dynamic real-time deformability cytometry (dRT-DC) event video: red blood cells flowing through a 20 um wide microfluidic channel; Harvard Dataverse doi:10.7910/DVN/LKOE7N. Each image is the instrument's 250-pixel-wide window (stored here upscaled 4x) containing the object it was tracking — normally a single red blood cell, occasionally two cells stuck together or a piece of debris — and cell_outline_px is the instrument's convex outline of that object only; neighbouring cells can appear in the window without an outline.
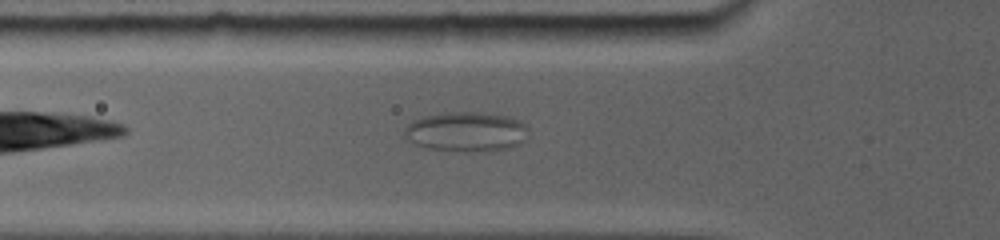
{"species": "common noctule bat (a hibernating species)", "species_latin": "Nyctalus noctula", "temperature_condition": "room temperature", "stored_images_in_passage": 36, "camera_frame_rate_fps": 5000, "um_per_image_px": 0.085, "animal": {"sex": "female", "body_mass_g": 19.0, "forearm_length_mm": 56.7}, "frame": {"image": 1, "passage_image": 7, "time_ms": 2.8, "image_size_px": [1000, 240], "cell_outline_px": [[524, 124], [512, 144], [504, 148], [432, 148], [416, 144], [412, 140], [408, 128], [416, 120], [424, 116], [460, 112], [476, 112], [508, 116]], "centroid_in_image_um": [39.54, 11.11], "position_along_channel_um": 86.3, "area_um2": 25.09}}
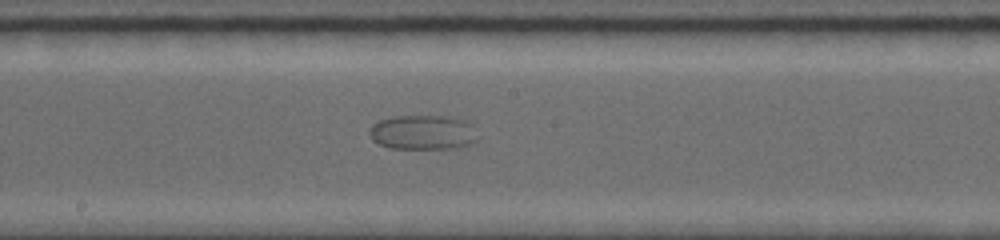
{"frame": {"image": 2, "passage_image": 15, "time_ms": 6.4, "image_size_px": [1000, 240], "cell_outline_px": [[472, 140], [464, 144], [452, 148], [392, 148], [380, 144], [372, 140], [368, 132], [372, 124], [380, 120], [396, 116], [440, 116], [460, 120], [468, 124]], "centroid_in_image_um": [35.73, 11.24], "position_along_channel_um": 212.5, "area_um2": 20.63}}
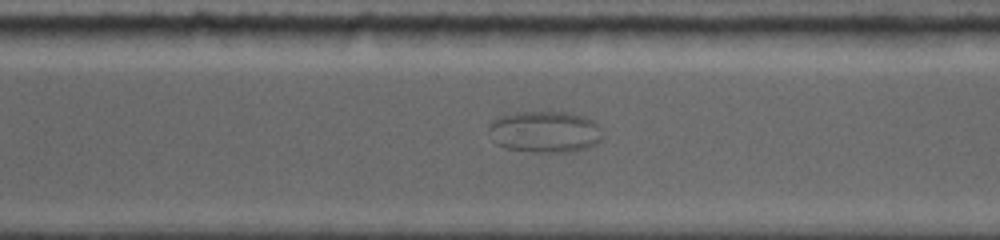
{"frame": {"image": 3, "passage_image": 22, "time_ms": 9.6, "image_size_px": [1000, 240], "cell_outline_px": [[604, 136], [596, 144], [588, 148], [568, 152], [548, 152], [504, 148], [496, 144], [492, 140], [488, 128], [488, 124], [492, 120], [500, 116], [516, 112], [564, 112], [580, 116], [592, 120], [596, 124]], "centroid_in_image_um": [46.28, 11.2], "position_along_channel_um": 324.3, "area_um2": 27.46}}